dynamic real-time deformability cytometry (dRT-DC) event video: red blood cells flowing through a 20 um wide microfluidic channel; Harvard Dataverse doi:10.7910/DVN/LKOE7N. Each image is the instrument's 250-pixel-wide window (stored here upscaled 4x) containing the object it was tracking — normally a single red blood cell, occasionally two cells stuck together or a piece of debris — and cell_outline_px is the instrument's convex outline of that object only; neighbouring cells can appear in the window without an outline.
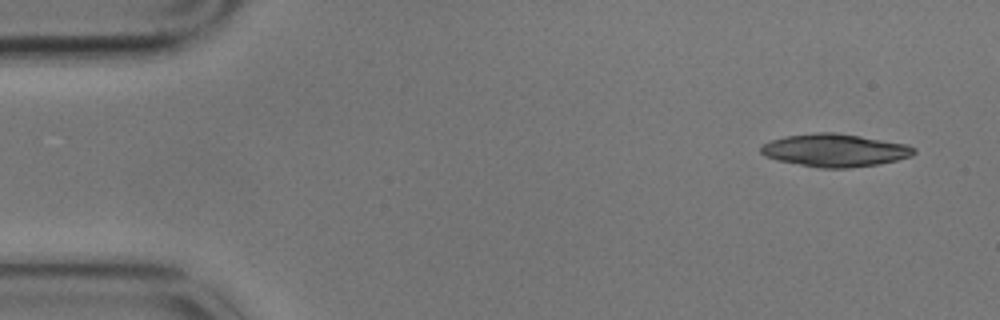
{"species": "common noctule bat (a hibernating species)", "species_latin": "Nyctalus noctula", "temperature_condition": "cold", "stored_images_in_passage": 4, "camera_frame_rate_fps": 3000, "um_per_image_px": 0.085, "animal": {"sex": "male", "body_mass_g": 17.9}, "frame": {"image": 1, "passage_image": 1, "time_ms": 0.0, "image_size_px": [1000, 320], "cell_outline_px": [[916, 152], [912, 156], [880, 164], [848, 168], [820, 168], [780, 160], [764, 156], [760, 152], [760, 144], [784, 136], [816, 132], [836, 132], [908, 144], [916, 148]], "centroid_in_image_um": [70.98, 12.76], "position_along_channel_um": 14.0, "area_um2": 29.36}}